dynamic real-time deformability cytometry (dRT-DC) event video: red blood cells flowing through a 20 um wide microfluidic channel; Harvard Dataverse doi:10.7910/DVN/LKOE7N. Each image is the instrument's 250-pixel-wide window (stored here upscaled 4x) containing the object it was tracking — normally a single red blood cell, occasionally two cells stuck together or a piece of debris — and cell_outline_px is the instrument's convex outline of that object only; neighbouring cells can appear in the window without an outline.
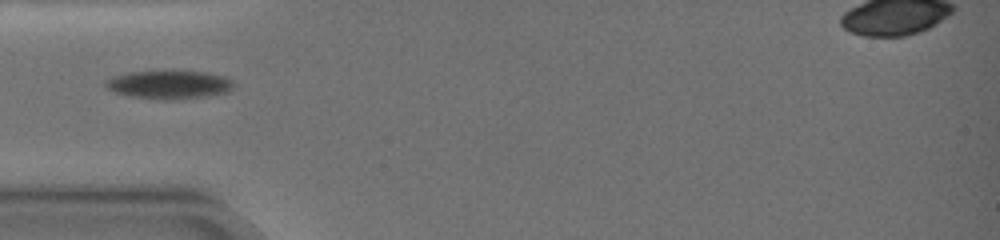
{"species": "common noctule bat (a hibernating species)", "species_latin": "Nyctalus noctula", "temperature_condition": "warm", "stored_images_in_passage": 25, "camera_frame_rate_fps": 3000, "um_per_image_px": 0.085, "animal": {"sex": "female", "body_mass_g": 19.0, "forearm_length_mm": 51.5}, "frame": {"image": 1, "passage_image": 4, "time_ms": 2.0, "image_size_px": [1000, 240], "cell_outline_px": [[236, 84], [228, 92], [204, 96], [164, 100], [160, 100], [132, 96], [116, 92], [108, 88], [104, 84], [104, 80], [112, 76], [128, 72], [208, 72], [224, 76], [232, 80]], "centroid_in_image_um": [14.38, 7.19], "position_along_channel_um": 70.6, "area_um2": 20.87}}
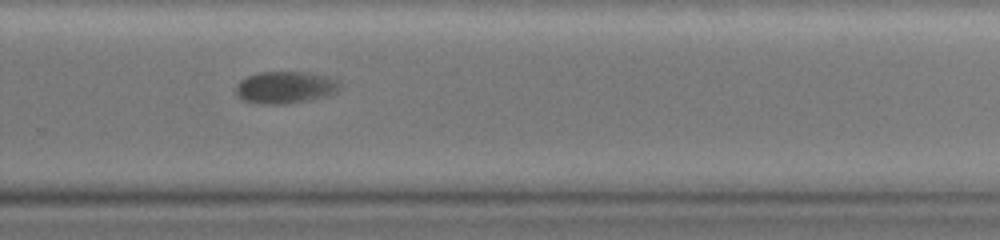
{"frame": {"image": 2, "passage_image": 15, "time_ms": 9.0, "image_size_px": [1000, 240], "cell_outline_px": [[344, 88], [336, 92], [324, 96], [308, 100], [284, 104], [260, 104], [244, 100], [236, 92], [236, 84], [240, 80], [248, 76], [260, 72], [312, 72], [328, 76], [336, 80]], "centroid_in_image_um": [24.28, 7.42], "position_along_channel_um": 305.5, "area_um2": 19.48}}
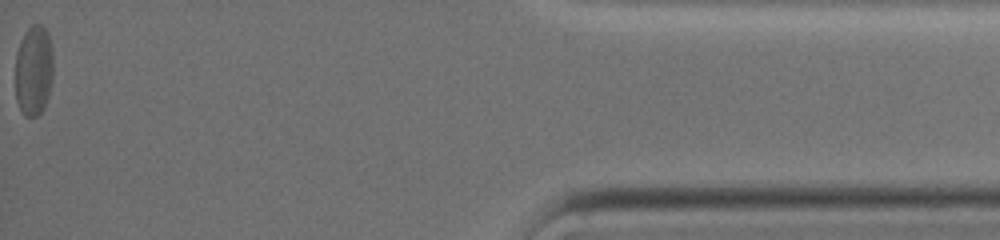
{"frame": {"image": 3, "passage_image": 25, "time_ms": 15.0, "image_size_px": [1000, 240], "cell_outline_px": [[52, 80], [48, 96], [40, 112], [36, 116], [24, 116], [16, 100], [16, 52], [28, 28], [32, 24], [40, 24], [48, 32], [52, 48]], "centroid_in_image_um": [2.87, 5.98], "position_along_channel_um": 432.3, "area_um2": 19.77}, "authors_computed_cell_mechanics": {"area_um2": 20.1722, "velocity_mm_per_s": 3.3589, "shape_relaxation_time_tau1_ms": 8.6847, "shape_relaxation_time_tau2_ms": null, "deformation_change_tau1": 0.1799, "deformation_change_tau2": null}}